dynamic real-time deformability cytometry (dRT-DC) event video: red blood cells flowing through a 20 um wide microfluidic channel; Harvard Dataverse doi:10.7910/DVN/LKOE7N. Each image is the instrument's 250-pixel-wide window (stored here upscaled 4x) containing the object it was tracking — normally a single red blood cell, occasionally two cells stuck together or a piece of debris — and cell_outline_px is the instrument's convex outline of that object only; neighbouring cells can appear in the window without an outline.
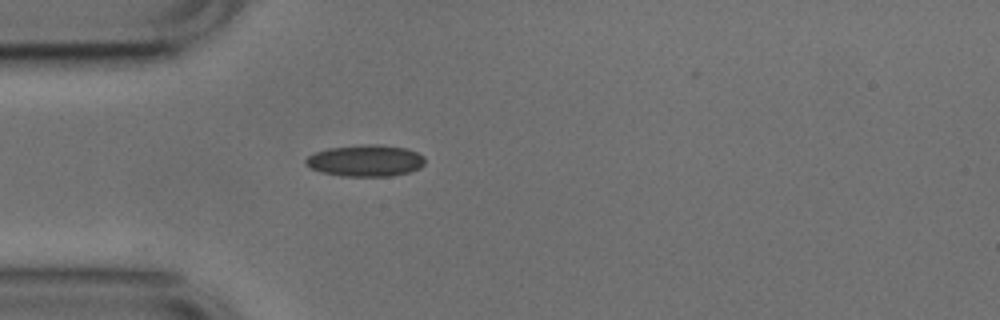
{"species": "common noctule bat (a hibernating species)", "species_latin": "Nyctalus noctula", "temperature_condition": "cold", "stored_images_in_passage": 36, "camera_frame_rate_fps": 3000, "um_per_image_px": 0.085, "animal": {"sex": "male", "body_mass_g": 17.9, "forearm_length_mm": 54.2}, "frame": {"image": 1, "passage_image": 1, "time_ms": 0.0, "image_size_px": [1000, 320], "cell_outline_px": [[424, 164], [420, 168], [408, 172], [392, 176], [340, 176], [320, 172], [304, 164], [304, 160], [308, 156], [316, 152], [328, 148], [364, 144], [376, 144], [408, 148], [424, 156]], "centroid_in_image_um": [31.06, 13.65], "position_along_channel_um": 53.9, "area_um2": 22.08}}
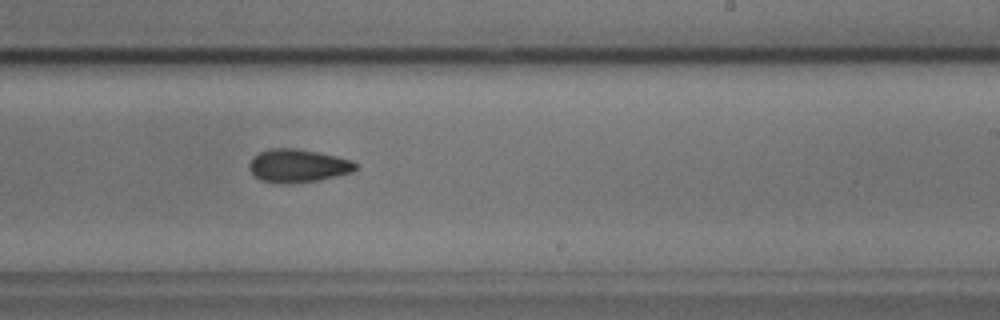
{"frame": {"image": 2, "passage_image": 18, "time_ms": 5.667, "image_size_px": [1000, 320], "cell_outline_px": [[356, 168], [352, 172], [320, 180], [280, 184], [260, 180], [248, 168], [248, 164], [252, 156], [268, 148], [296, 148], [336, 156], [352, 160], [356, 164]], "centroid_in_image_um": [25.28, 14.08], "position_along_channel_um": 263.7, "area_um2": 20.58}}
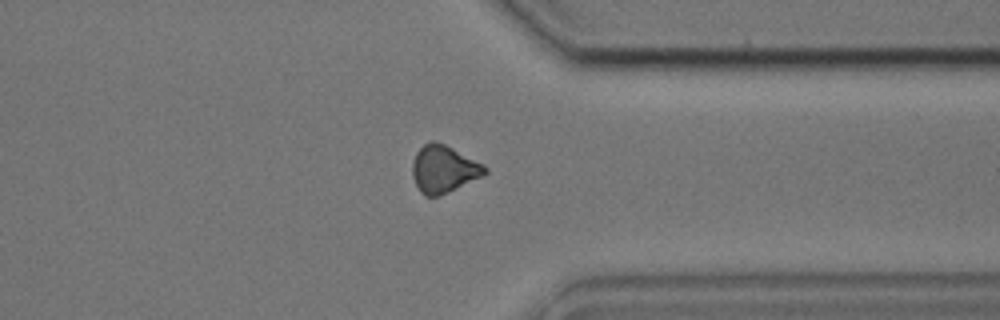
{"frame": {"image": 3, "passage_image": 27, "time_ms": 8.667, "image_size_px": [1000, 320], "cell_outline_px": [[488, 172], [484, 176], [440, 196], [424, 196], [420, 192], [412, 176], [412, 164], [416, 152], [428, 140], [436, 140], [484, 164], [488, 168]], "centroid_in_image_um": [37.72, 14.37], "position_along_channel_um": 373.7, "area_um2": 20.23}, "authors_computed_cell_mechanics": {"area_um2": 20.2589, "velocity_mm_per_s": 3.7897, "shape_relaxation_time_tau1_ms": 4.1483, "shape_relaxation_time_tau2_ms": 3.4054, "deformation_change_tau1": 0.0904, "deformation_change_tau2": 0.0984}}